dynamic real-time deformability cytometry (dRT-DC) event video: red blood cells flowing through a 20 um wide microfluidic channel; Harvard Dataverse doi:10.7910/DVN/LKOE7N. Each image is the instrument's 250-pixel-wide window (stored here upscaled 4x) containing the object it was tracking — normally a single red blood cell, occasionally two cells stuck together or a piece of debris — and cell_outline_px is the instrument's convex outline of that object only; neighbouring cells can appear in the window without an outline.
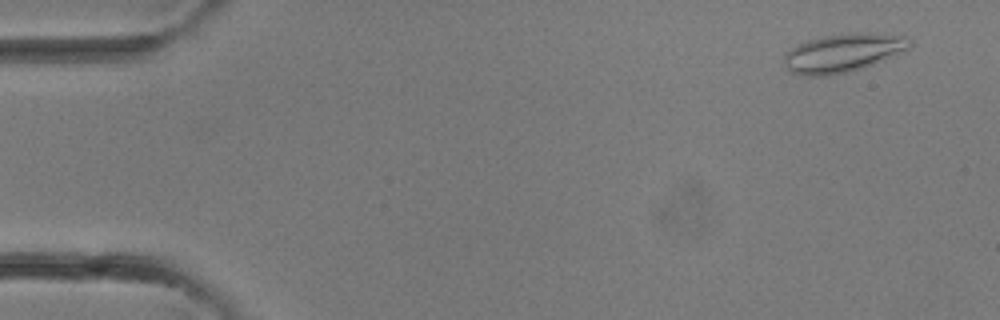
{"species": "common noctule bat (a hibernating species)", "species_latin": "Nyctalus noctula", "temperature_condition": "room temperature", "stored_images_in_passage": 33, "camera_frame_rate_fps": 3000, "um_per_image_px": 0.085, "animal": {"sex": "female"}, "frame": {"image": 1, "passage_image": 2, "time_ms": 0.333, "image_size_px": [1000, 320], "cell_outline_px": [[912, 44], [908, 48], [872, 64], [848, 72], [828, 76], [800, 76], [788, 72], [784, 64], [784, 56], [796, 44], [808, 40], [824, 36], [856, 32], [864, 32], [908, 36], [912, 40]], "centroid_in_image_um": [71.61, 4.5], "position_along_channel_um": 13.4, "area_um2": 28.15}}
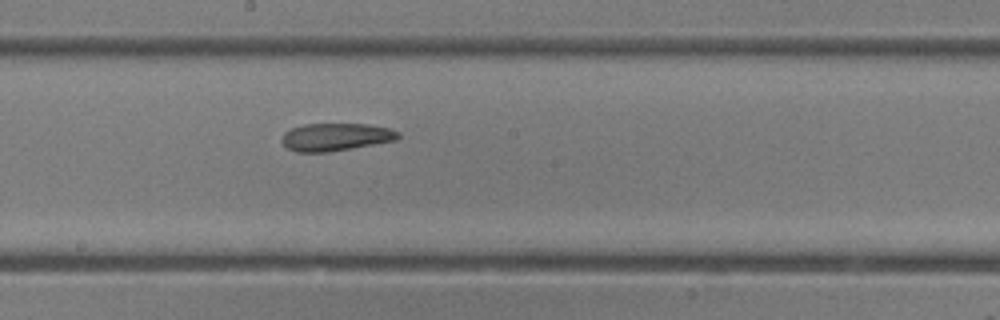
{"frame": {"image": 2, "passage_image": 18, "time_ms": 5.667, "image_size_px": [1000, 320], "cell_outline_px": [[400, 136], [396, 140], [352, 148], [328, 152], [296, 152], [288, 148], [280, 140], [284, 132], [292, 128], [304, 124], [368, 124], [388, 128], [400, 132]], "centroid_in_image_um": [28.52, 11.64], "position_along_channel_um": 219.7, "area_um2": 18.73}}
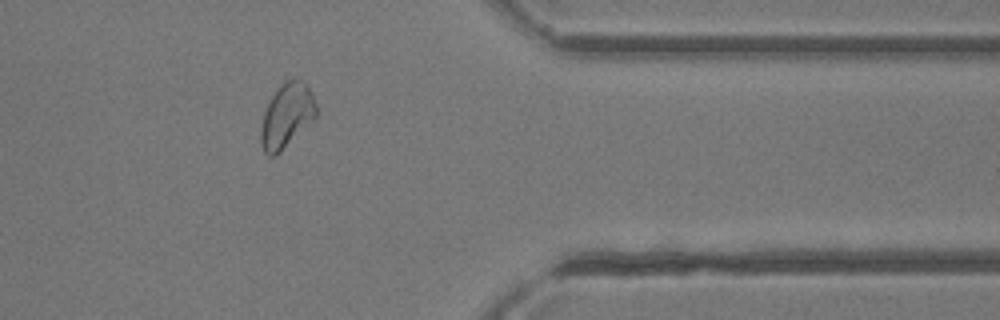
{"frame": {"image": 3, "passage_image": 27, "time_ms": 8.667, "image_size_px": [1000, 320], "cell_outline_px": [[316, 120], [276, 156], [268, 156], [264, 152], [260, 140], [260, 128], [264, 112], [276, 88], [284, 80], [304, 80], [308, 84], [316, 104]], "centroid_in_image_um": [24.39, 9.85], "position_along_channel_um": 387.0, "area_um2": 21.21}}